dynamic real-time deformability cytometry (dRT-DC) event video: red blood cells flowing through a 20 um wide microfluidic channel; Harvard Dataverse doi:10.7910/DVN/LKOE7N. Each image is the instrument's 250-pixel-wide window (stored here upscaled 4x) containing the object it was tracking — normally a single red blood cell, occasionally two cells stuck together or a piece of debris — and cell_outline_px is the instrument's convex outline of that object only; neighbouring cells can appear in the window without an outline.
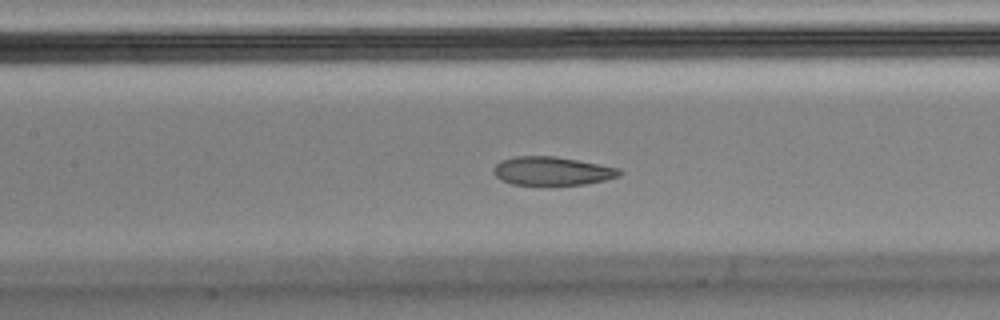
{"species": "Egyptian fruit bat (a non-hibernating species)", "species_latin": "Rousettus aegyptiacus", "temperature_condition": "cold", "stored_images_in_passage": 56, "camera_frame_rate_fps": 3000, "um_per_image_px": 0.085, "animal": {"sex": "male"}, "frame": {"image": 1, "passage_image": 25, "time_ms": 8.0, "image_size_px": [1000, 320], "cell_outline_px": [[624, 172], [620, 176], [604, 180], [584, 184], [512, 184], [500, 180], [492, 172], [492, 168], [500, 160], [516, 156], [552, 156], [576, 160], [620, 168]], "centroid_in_image_um": [46.9, 14.53], "position_along_channel_um": 160.5, "area_um2": 20.81}}
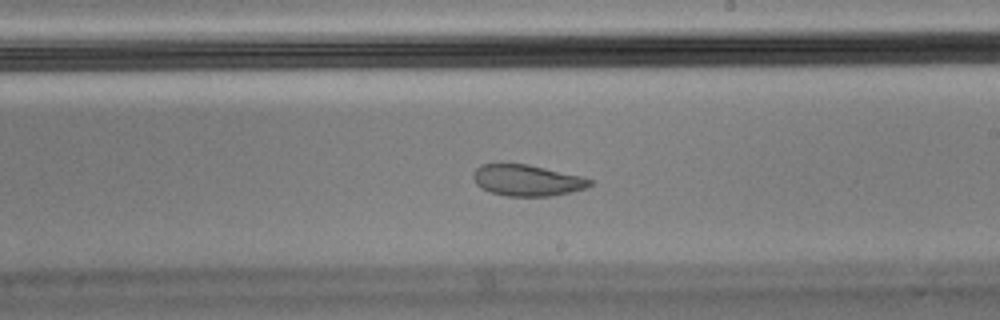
{"frame": {"image": 2, "passage_image": 32, "time_ms": 10.333, "image_size_px": [1000, 320], "cell_outline_px": [[592, 184], [588, 188], [552, 196], [504, 196], [480, 188], [476, 184], [472, 176], [472, 172], [480, 164], [528, 164], [584, 176], [592, 180]], "centroid_in_image_um": [44.81, 15.33], "position_along_channel_um": 244.2, "area_um2": 21.5}, "authors_computed_cell_mechanics": {"area_um2": 23.0911, "velocity_mm_per_s": 3.5998, "shape_relaxation_time_tau1_ms": null, "shape_relaxation_time_tau2_ms": 1.7227, "deformation_change_tau1": null, "deformation_change_tau2": 0.0597}}